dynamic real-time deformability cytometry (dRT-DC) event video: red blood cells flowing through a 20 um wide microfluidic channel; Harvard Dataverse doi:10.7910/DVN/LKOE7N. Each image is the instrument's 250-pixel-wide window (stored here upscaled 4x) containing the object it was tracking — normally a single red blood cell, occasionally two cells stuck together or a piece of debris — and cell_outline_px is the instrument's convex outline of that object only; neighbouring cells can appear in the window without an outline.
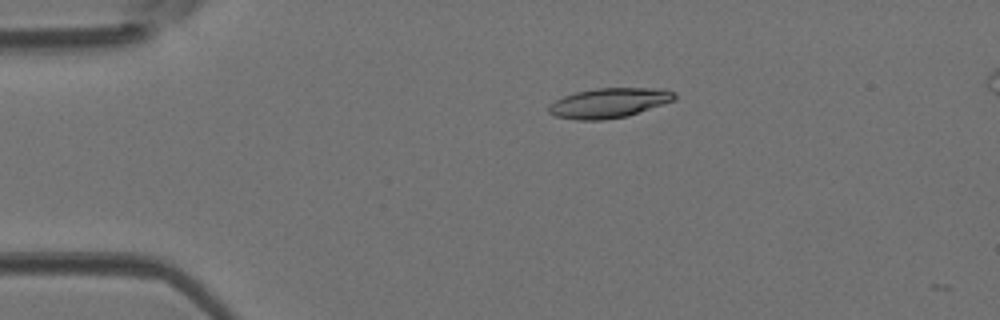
{"species": "Egyptian fruit bat (a non-hibernating species)", "species_latin": "Rousettus aegyptiacus", "temperature_condition": "room temperature", "stored_images_in_passage": 6, "camera_frame_rate_fps": 3000, "um_per_image_px": 0.085, "animal": {"sex": "female"}, "frame": {"image": 1, "passage_image": 1, "time_ms": 0.0, "image_size_px": [1000, 320], "cell_outline_px": [[676, 100], [628, 116], [604, 120], [576, 120], [556, 116], [548, 112], [548, 104], [564, 96], [576, 92], [596, 88], [660, 88], [676, 92]], "centroid_in_image_um": [51.79, 8.75], "position_along_channel_um": 33.2, "area_um2": 22.02}}